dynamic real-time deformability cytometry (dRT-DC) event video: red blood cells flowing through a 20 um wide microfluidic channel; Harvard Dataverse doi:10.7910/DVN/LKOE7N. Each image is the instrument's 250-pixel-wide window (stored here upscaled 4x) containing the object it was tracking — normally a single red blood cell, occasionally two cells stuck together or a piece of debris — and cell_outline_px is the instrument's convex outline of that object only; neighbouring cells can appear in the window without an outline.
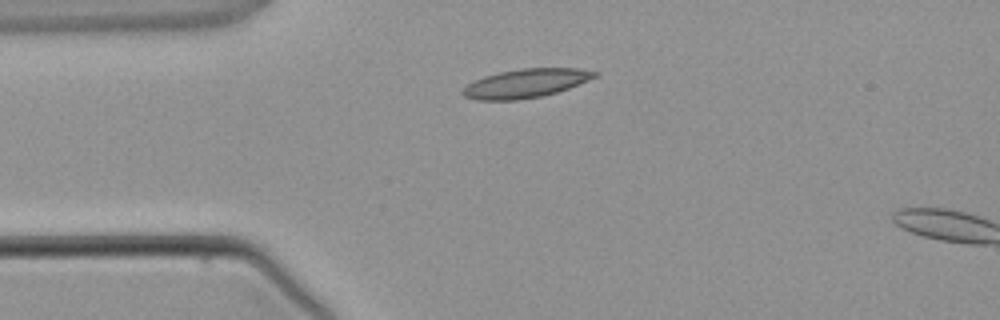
{"species": "common noctule bat (a hibernating species)", "species_latin": "Nyctalus noctula", "temperature_condition": "warm", "stored_images_in_passage": 2, "camera_frame_rate_fps": 3000, "um_per_image_px": 0.085, "animal": {"sex": "male", "body_mass_g": 21.5, "forearm_length_mm": 52.0}, "frame": {"image": 1, "passage_image": 1, "time_ms": 0.0, "image_size_px": [1000, 320], "cell_outline_px": [[600, 72], [596, 76], [588, 80], [568, 88], [556, 92], [540, 96], [516, 100], [476, 100], [464, 96], [460, 92], [468, 84], [484, 76], [500, 72], [520, 68], [576, 68]], "centroid_in_image_um": [44.67, 7.08], "position_along_channel_um": 40.3, "area_um2": 21.91}}